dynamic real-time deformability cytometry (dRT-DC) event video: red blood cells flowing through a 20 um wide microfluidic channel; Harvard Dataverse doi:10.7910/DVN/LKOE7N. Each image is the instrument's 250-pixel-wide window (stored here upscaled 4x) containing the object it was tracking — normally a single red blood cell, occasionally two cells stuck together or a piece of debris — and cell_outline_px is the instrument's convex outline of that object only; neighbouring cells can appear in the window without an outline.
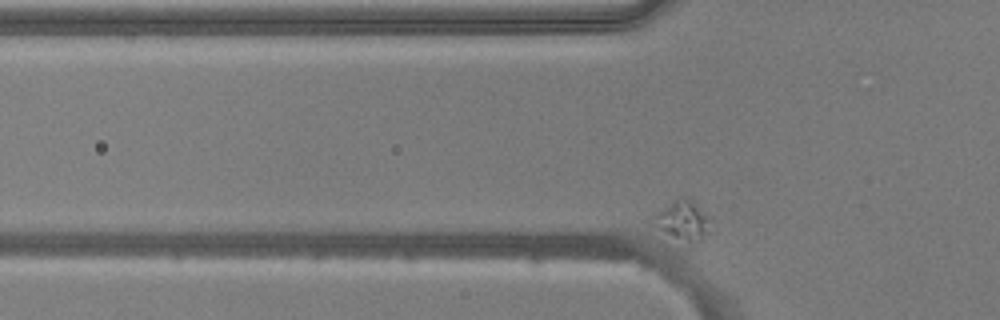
{"species": "common noctule bat (a hibernating species)", "species_latin": "Nyctalus noctula", "temperature_condition": "warm", "stored_images_in_passage": 40, "camera_frame_rate_fps": 3000, "um_per_image_px": 0.085, "animal": {"sex": "male", "body_mass_g": 20.5, "forearm_length_mm": 52.5}, "frame": {"image": 1, "passage_image": 7, "time_ms": 2.0, "image_size_px": [1000, 320], "cell_outline_px": [[708, 232], [700, 240], [684, 248], [672, 248], [664, 244], [652, 216], [656, 212], [680, 196], [688, 196], [704, 212]], "centroid_in_image_um": [57.88, 18.96], "position_along_channel_um": 67.9, "area_um2": 14.62}}
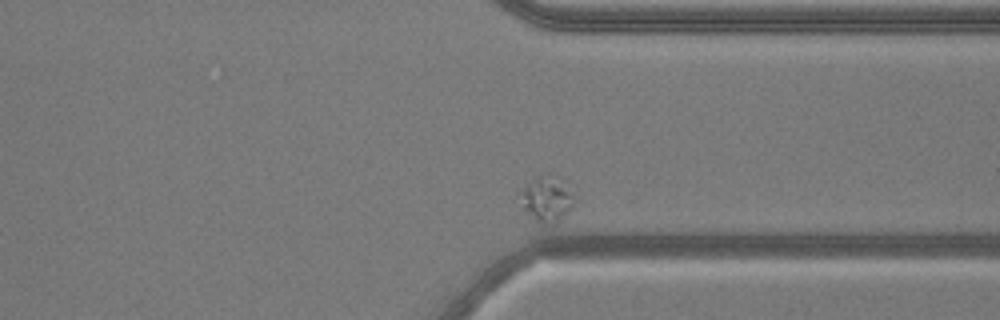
{"frame": {"image": 2, "passage_image": 36, "time_ms": 11.667, "image_size_px": [1000, 320], "cell_outline_px": [[576, 200], [572, 208], [568, 212], [556, 220], [544, 224], [524, 208], [516, 192], [540, 172], [548, 172], [564, 180], [576, 192]], "centroid_in_image_um": [46.51, 16.76], "position_along_channel_um": 364.9, "area_um2": 14.74}}